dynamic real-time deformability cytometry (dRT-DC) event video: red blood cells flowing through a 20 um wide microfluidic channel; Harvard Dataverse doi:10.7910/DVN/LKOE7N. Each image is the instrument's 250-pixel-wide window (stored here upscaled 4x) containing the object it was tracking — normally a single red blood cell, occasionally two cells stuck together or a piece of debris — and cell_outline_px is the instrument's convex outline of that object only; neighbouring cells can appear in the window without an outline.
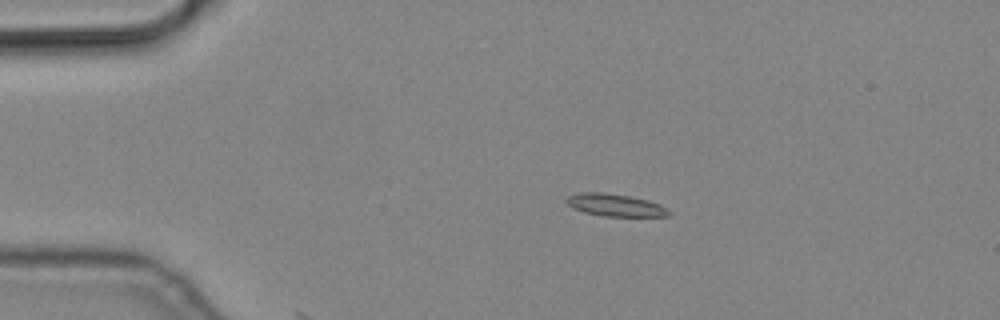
{"species": "common noctule bat (a hibernating species)", "species_latin": "Nyctalus noctula", "temperature_condition": "cold", "stored_images_in_passage": 10, "camera_frame_rate_fps": 3000, "um_per_image_px": 0.085, "animal": {"sex": "male", "body_mass_g": 19.2, "forearm_length_mm": 51.8}, "frame": {"image": 1, "passage_image": 3, "time_ms": 0.667, "image_size_px": [1000, 320], "cell_outline_px": [[672, 216], [604, 216], [584, 212], [572, 208], [564, 200], [568, 196], [580, 192], [604, 192], [628, 196], [648, 200], [660, 204], [672, 212]], "centroid_in_image_um": [52.3, 17.43], "position_along_channel_um": 32.7, "area_um2": 13.41}}
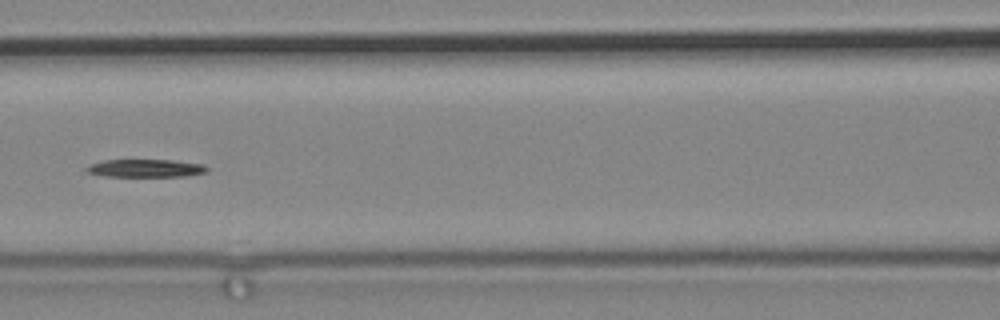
{"frame": {"image": 2, "passage_image": 7, "time_ms": 2.0, "image_size_px": [1000, 320], "cell_outline_px": [[208, 172], [188, 176], [104, 176], [84, 172], [84, 168], [92, 164], [104, 160], [172, 160], [204, 164], [208, 168]], "centroid_in_image_um": [12.39, 14.3], "position_along_channel_um": 154.2, "area_um2": 12.6}}
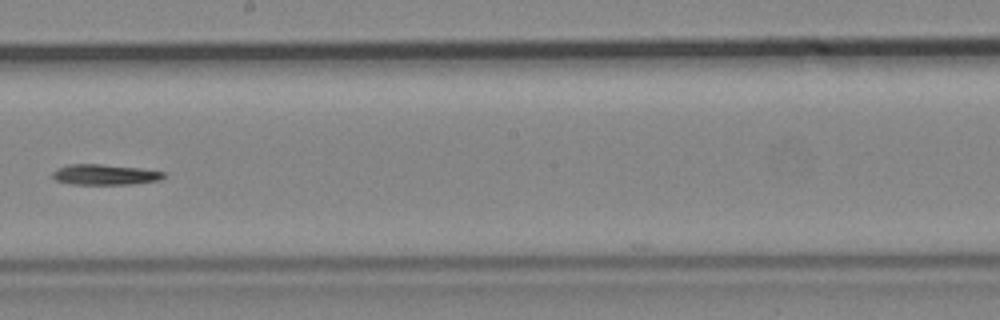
{"frame": {"image": 3, "passage_image": 9, "time_ms": 2.667, "image_size_px": [1000, 320], "cell_outline_px": [[164, 176], [160, 180], [132, 184], [72, 184], [56, 180], [52, 176], [52, 172], [56, 168], [68, 164], [100, 164], [140, 168], [164, 172]], "centroid_in_image_um": [8.88, 14.83], "position_along_channel_um": 239.3, "area_um2": 13.24}}